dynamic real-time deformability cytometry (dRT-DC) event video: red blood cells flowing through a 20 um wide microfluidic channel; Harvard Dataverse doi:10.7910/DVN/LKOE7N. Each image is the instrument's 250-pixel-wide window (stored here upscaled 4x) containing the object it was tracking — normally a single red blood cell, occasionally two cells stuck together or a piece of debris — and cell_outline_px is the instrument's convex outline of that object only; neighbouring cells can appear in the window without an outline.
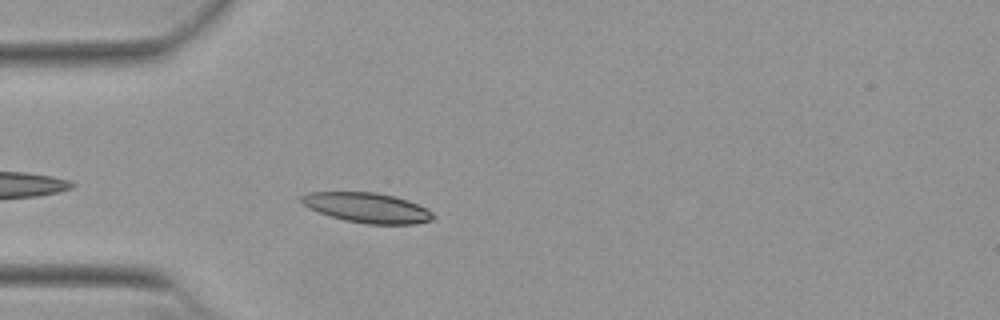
{"species": "Egyptian fruit bat (a non-hibernating species)", "species_latin": "Rousettus aegyptiacus", "temperature_condition": "warm", "stored_images_in_passage": 21, "camera_frame_rate_fps": 3000, "um_per_image_px": 0.085, "animal": {"sex": "female"}, "frame": {"image": 1, "passage_image": 4, "time_ms": 1.0, "image_size_px": [1000, 320], "cell_outline_px": [[436, 216], [432, 220], [416, 224], [364, 224], [344, 220], [308, 208], [300, 200], [300, 196], [308, 192], [376, 192], [408, 200], [432, 212]], "centroid_in_image_um": [31.21, 17.66], "position_along_channel_um": 53.8, "area_um2": 22.89}}
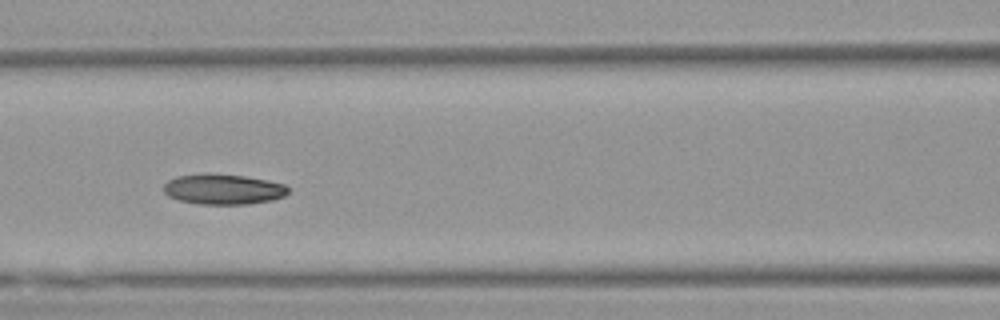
{"frame": {"image": 2, "passage_image": 12, "time_ms": 3.667, "image_size_px": [1000, 320], "cell_outline_px": [[288, 192], [284, 196], [272, 200], [248, 204], [200, 204], [180, 200], [168, 196], [164, 192], [164, 184], [168, 180], [176, 176], [208, 172], [244, 176], [284, 184], [288, 188]], "centroid_in_image_um": [18.94, 16.07], "position_along_channel_um": 147.7, "area_um2": 22.08}}
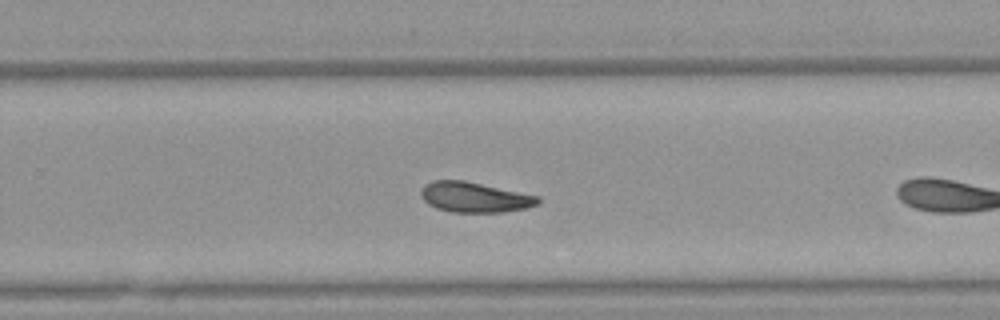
{"frame": {"image": 3, "passage_image": 20, "time_ms": 6.333, "image_size_px": [1000, 320], "cell_outline_px": [[540, 204], [528, 208], [500, 212], [452, 212], [436, 208], [428, 204], [420, 196], [420, 192], [424, 184], [432, 180], [464, 180], [540, 196]], "centroid_in_image_um": [40.34, 16.76], "position_along_channel_um": 289.5, "area_um2": 20.81}}